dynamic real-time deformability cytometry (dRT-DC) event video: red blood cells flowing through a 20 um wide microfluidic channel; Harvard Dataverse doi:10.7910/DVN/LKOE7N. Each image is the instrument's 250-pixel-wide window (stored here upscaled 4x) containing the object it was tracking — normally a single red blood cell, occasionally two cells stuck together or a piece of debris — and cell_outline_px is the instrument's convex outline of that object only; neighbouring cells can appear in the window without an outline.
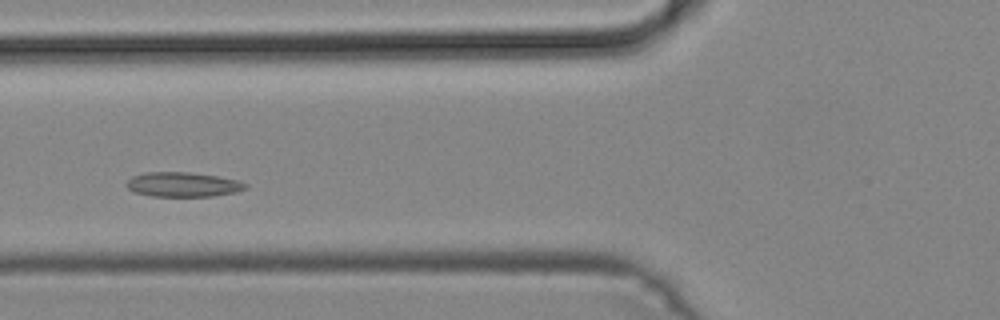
{"species": "common noctule bat (a hibernating species)", "species_latin": "Nyctalus noctula", "temperature_condition": "cold", "stored_images_in_passage": 17, "camera_frame_rate_fps": 3000, "um_per_image_px": 0.085, "animal": {"sex": "male", "body_mass_g": 19.2, "forearm_length_mm": 51.8}, "frame": {"image": 1, "passage_image": 12, "time_ms": 3.667, "image_size_px": [1000, 320], "cell_outline_px": [[248, 188], [236, 192], [212, 196], [152, 196], [136, 192], [128, 188], [128, 180], [132, 176], [144, 172], [188, 172], [220, 176], [240, 180], [248, 184]], "centroid_in_image_um": [15.62, 15.67], "position_along_channel_um": 110.2, "area_um2": 17.11}}
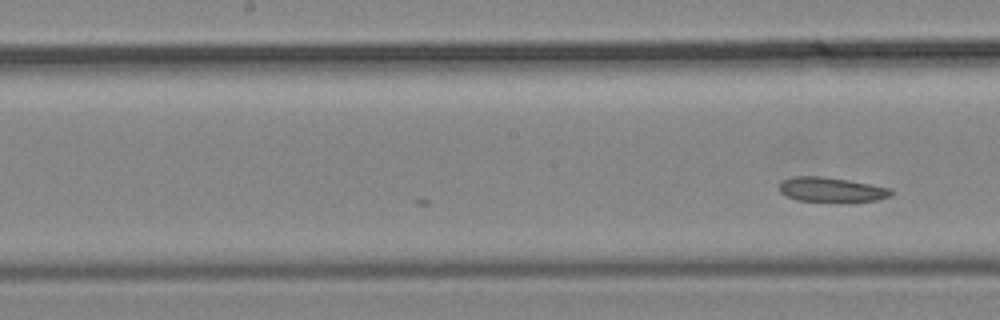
{"frame": {"image": 2, "passage_image": 17, "time_ms": 5.333, "image_size_px": [1000, 320], "cell_outline_px": [[892, 192], [888, 196], [876, 200], [848, 204], [844, 204], [796, 200], [780, 192], [780, 184], [784, 180], [792, 176], [820, 176], [848, 180], [892, 188]], "centroid_in_image_um": [70.69, 16.16], "position_along_channel_um": 177.5, "area_um2": 16.59}}